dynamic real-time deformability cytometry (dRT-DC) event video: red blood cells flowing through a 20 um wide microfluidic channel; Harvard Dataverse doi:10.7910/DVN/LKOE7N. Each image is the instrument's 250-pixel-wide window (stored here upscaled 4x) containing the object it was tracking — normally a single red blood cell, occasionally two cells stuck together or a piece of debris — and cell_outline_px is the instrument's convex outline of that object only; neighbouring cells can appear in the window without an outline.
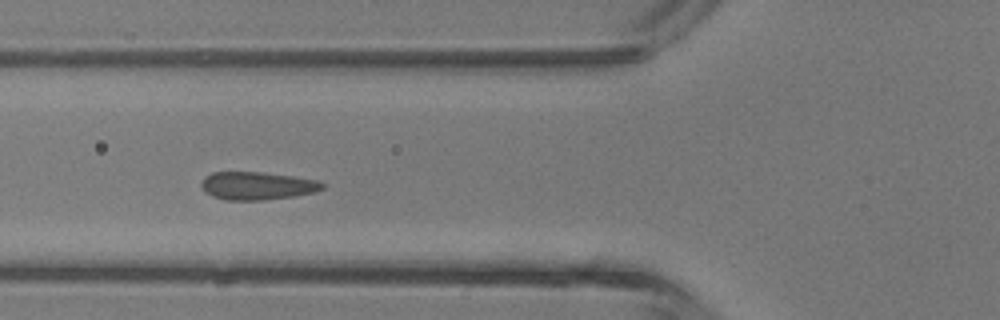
{"species": "common noctule bat (a hibernating species)", "species_latin": "Nyctalus noctula", "temperature_condition": "room temperature", "stored_images_in_passage": 5, "camera_frame_rate_fps": 3000, "um_per_image_px": 0.085, "animal": {"sex": "male", "body_mass_g": 13.3}, "frame": {"image": 1, "passage_image": 5, "time_ms": 4.333, "image_size_px": [1000, 320], "cell_outline_px": [[324, 188], [316, 192], [296, 196], [264, 200], [224, 200], [212, 196], [204, 192], [200, 184], [204, 176], [212, 172], [264, 172], [320, 180], [324, 184]], "centroid_in_image_um": [21.86, 15.79], "position_along_channel_um": 103.9, "area_um2": 20.06}}